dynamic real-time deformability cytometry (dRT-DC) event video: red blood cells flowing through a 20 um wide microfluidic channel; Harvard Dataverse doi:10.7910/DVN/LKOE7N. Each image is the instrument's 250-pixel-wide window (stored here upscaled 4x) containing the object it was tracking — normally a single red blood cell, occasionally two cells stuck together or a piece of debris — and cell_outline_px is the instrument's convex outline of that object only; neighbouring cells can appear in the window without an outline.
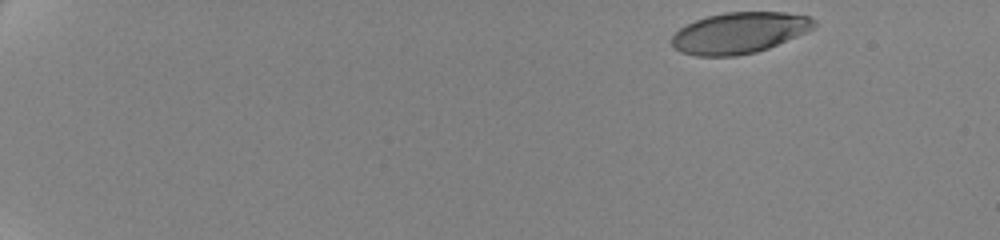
{"species": "human", "species_latin": "Homo sapiens", "temperature_condition": "cold", "stored_images_in_passage": 29, "camera_frame_rate_fps": 3000, "um_per_image_px": 0.085, "donor": {"sex": "female"}, "frame": {"image": 1, "passage_image": 1, "time_ms": 0.0, "image_size_px": [1000, 240], "cell_outline_px": [[816, 28], [768, 48], [756, 52], [736, 56], [696, 56], [680, 52], [672, 44], [672, 36], [680, 28], [696, 20], [708, 16], [724, 12], [784, 12], [812, 16], [816, 20]], "centroid_in_image_um": [62.89, 2.78], "position_along_channel_um": 22.1, "area_um2": 34.16}}
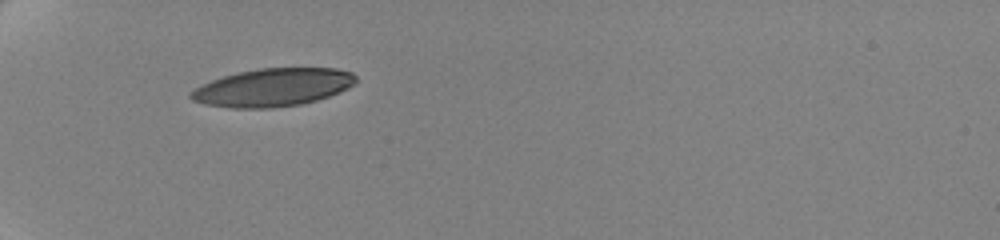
{"frame": {"image": 2, "passage_image": 22, "time_ms": 5.0, "image_size_px": [1000, 240], "cell_outline_px": [[356, 84], [340, 92], [316, 100], [300, 104], [272, 108], [232, 108], [204, 104], [192, 100], [188, 96], [196, 88], [212, 80], [236, 72], [260, 68], [336, 68], [352, 72], [356, 76]], "centroid_in_image_um": [23.22, 7.43], "position_along_channel_um": 61.8, "area_um2": 36.47}}
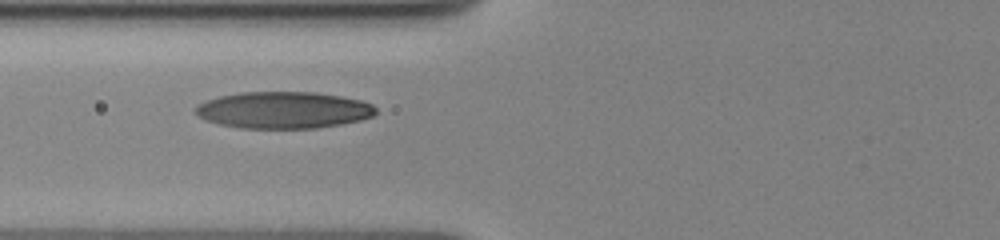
{"frame": {"image": 3, "passage_image": 28, "time_ms": 6.667, "image_size_px": [1000, 240], "cell_outline_px": [[376, 112], [372, 116], [360, 120], [340, 124], [316, 128], [240, 128], [220, 124], [208, 120], [200, 116], [196, 112], [196, 104], [220, 96], [240, 92], [316, 92], [340, 96], [360, 100], [372, 104], [376, 108]], "centroid_in_image_um": [24.11, 9.35], "position_along_channel_um": 101.7, "area_um2": 38.38}}